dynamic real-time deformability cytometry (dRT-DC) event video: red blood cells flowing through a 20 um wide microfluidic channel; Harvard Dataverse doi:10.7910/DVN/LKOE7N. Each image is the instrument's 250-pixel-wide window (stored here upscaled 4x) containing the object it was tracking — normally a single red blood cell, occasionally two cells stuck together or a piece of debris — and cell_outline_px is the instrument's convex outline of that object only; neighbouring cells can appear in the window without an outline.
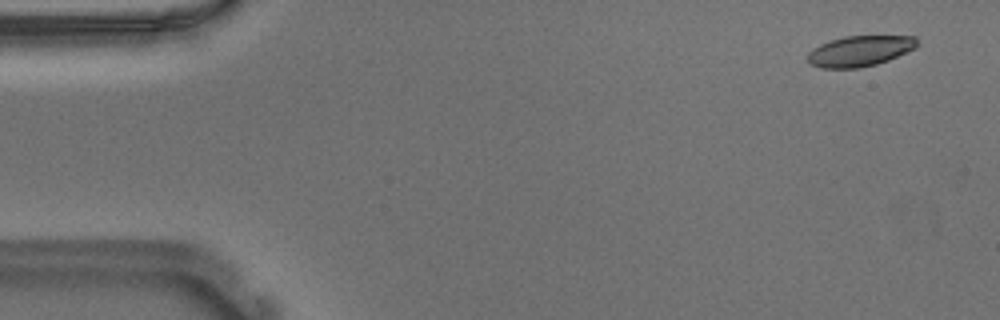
{"species": "Egyptian fruit bat (a non-hibernating species)", "species_latin": "Rousettus aegyptiacus", "temperature_condition": "warm", "stored_images_in_passage": 14, "camera_frame_rate_fps": 3000, "um_per_image_px": 0.085, "animal": {"sex": "male"}, "frame": {"image": 1, "passage_image": 2, "time_ms": 0.333, "image_size_px": [1000, 320], "cell_outline_px": [[916, 48], [888, 60], [876, 64], [860, 68], [820, 68], [808, 64], [808, 52], [812, 48], [820, 44], [844, 36], [916, 36]], "centroid_in_image_um": [73.05, 4.34], "position_along_channel_um": 12.0, "area_um2": 19.54}}